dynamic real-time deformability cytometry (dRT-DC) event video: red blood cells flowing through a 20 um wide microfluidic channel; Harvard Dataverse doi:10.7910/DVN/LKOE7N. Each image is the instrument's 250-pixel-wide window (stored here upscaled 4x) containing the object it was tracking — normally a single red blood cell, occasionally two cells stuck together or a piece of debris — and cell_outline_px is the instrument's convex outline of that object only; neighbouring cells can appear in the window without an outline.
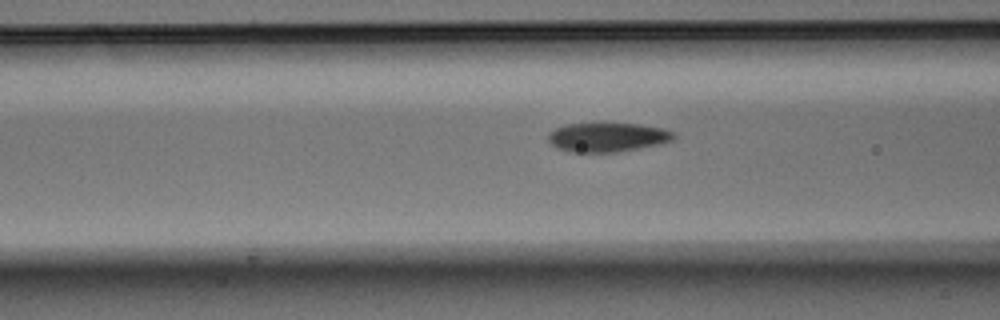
{"species": "Egyptian fruit bat (a non-hibernating species)", "species_latin": "Rousettus aegyptiacus", "temperature_condition": "warm", "stored_images_in_passage": 38, "camera_frame_rate_fps": 3000, "um_per_image_px": 0.085, "animal": {"sex": "male"}, "frame": {"image": 1, "passage_image": 16, "time_ms": 5.0, "image_size_px": [1000, 320], "cell_outline_px": [[676, 136], [672, 140], [660, 144], [640, 148], [616, 152], [572, 152], [556, 148], [548, 140], [548, 132], [564, 124], [592, 120], [604, 120], [640, 124], [664, 128], [676, 132]], "centroid_in_image_um": [51.62, 11.59], "position_along_channel_um": 115.0, "area_um2": 22.66}}
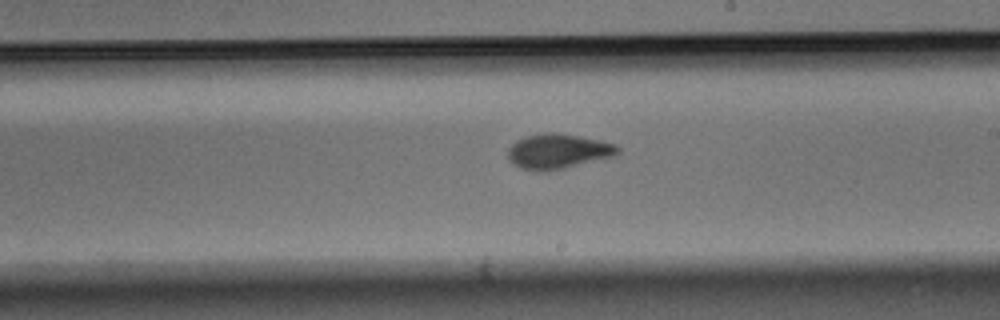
{"frame": {"image": 2, "passage_image": 26, "time_ms": 8.333, "image_size_px": [1000, 320], "cell_outline_px": [[620, 152], [612, 156], [564, 168], [544, 172], [536, 172], [520, 168], [512, 164], [508, 160], [508, 148], [516, 140], [528, 136], [548, 132], [556, 132], [580, 136], [600, 140], [616, 144], [620, 148]], "centroid_in_image_um": [47.4, 12.87], "position_along_channel_um": 241.6, "area_um2": 22.43}}
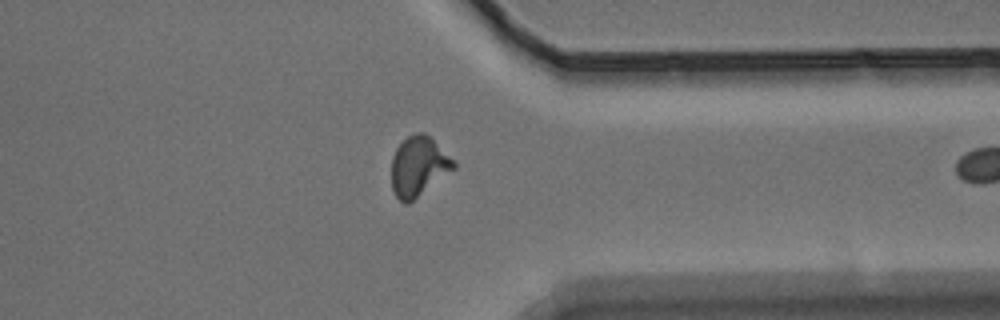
{"frame": {"image": 3, "passage_image": 37, "time_ms": 12.0, "image_size_px": [1000, 320], "cell_outline_px": [[456, 168], [408, 204], [404, 204], [396, 196], [392, 188], [392, 156], [396, 148], [408, 136], [416, 132], [424, 132], [456, 164]], "centroid_in_image_um": [35.55, 14.16], "position_along_channel_um": 375.9, "area_um2": 21.21}}